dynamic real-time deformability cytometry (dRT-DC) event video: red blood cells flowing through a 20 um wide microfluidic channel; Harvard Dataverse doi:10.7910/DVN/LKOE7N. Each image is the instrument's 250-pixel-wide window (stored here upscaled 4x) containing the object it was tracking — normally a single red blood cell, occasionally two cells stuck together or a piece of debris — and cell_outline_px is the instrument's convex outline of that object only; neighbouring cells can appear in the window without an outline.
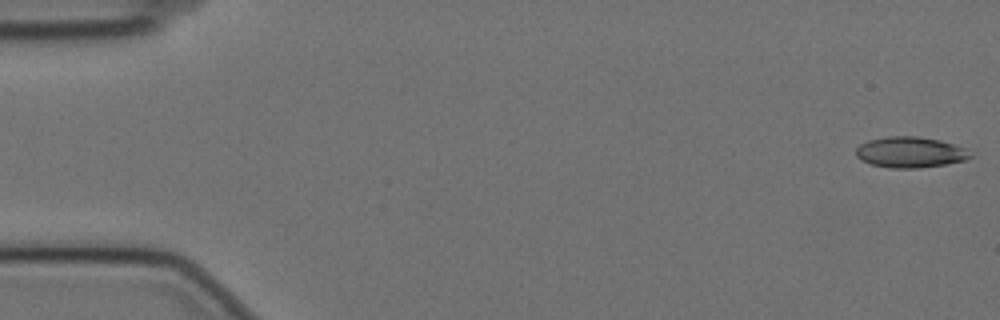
{"species": "Egyptian fruit bat (a non-hibernating species)", "species_latin": "Rousettus aegyptiacus", "temperature_condition": "cold", "stored_images_in_passage": 57, "camera_frame_rate_fps": 3000, "um_per_image_px": 0.085, "animal": {"sex": "female"}, "frame": {"image": 1, "passage_image": 1, "time_ms": 0.0, "image_size_px": [1000, 320], "cell_outline_px": [[972, 156], [964, 160], [948, 164], [916, 168], [892, 168], [872, 164], [860, 160], [856, 156], [856, 148], [860, 144], [868, 140], [888, 136], [920, 136], [940, 140], [968, 148]], "centroid_in_image_um": [77.38, 12.93], "position_along_channel_um": 7.6, "area_um2": 20.69}}
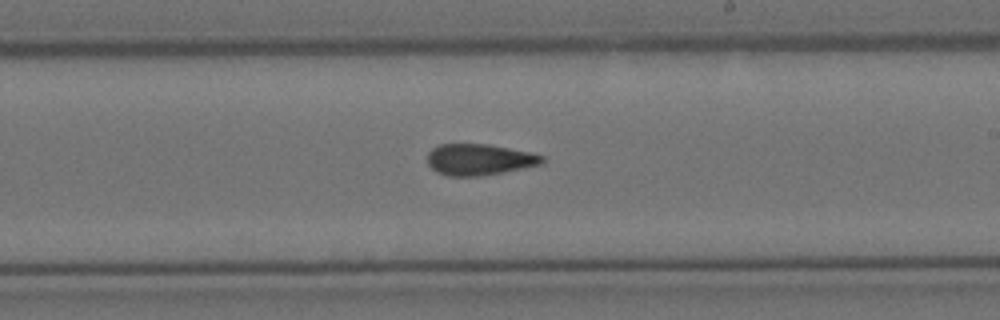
{"frame": {"image": 2, "passage_image": 33, "time_ms": 10.667, "image_size_px": [1000, 320], "cell_outline_px": [[544, 160], [540, 164], [480, 176], [448, 176], [436, 172], [428, 164], [428, 152], [432, 148], [440, 144], [488, 144], [528, 152], [544, 156]], "centroid_in_image_um": [40.67, 13.56], "position_along_channel_um": 248.3, "area_um2": 20.58}}
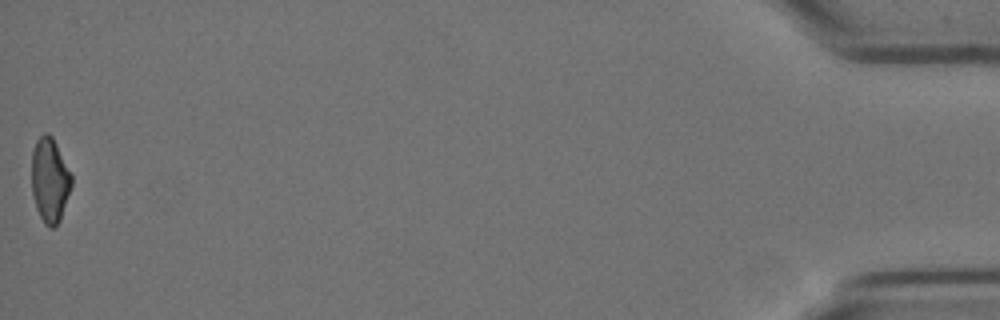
{"frame": {"image": 3, "passage_image": 57, "time_ms": 18.667, "image_size_px": [1000, 320], "cell_outline_px": [[72, 184], [60, 220], [52, 228], [48, 228], [44, 224], [36, 208], [32, 192], [32, 152], [36, 140], [44, 132], [48, 132], [52, 136], [72, 176]], "centroid_in_image_um": [4.22, 15.31], "position_along_channel_um": 431.0, "area_um2": 19.54}, "authors_computed_cell_mechanics": {"area_um2": 21.0392, "velocity_mm_per_s": 3.5227, "shape_relaxation_time_tau1_ms": null, "shape_relaxation_time_tau2_ms": 3.2723, "deformation_change_tau1": null, "deformation_change_tau2": 0.1014}}